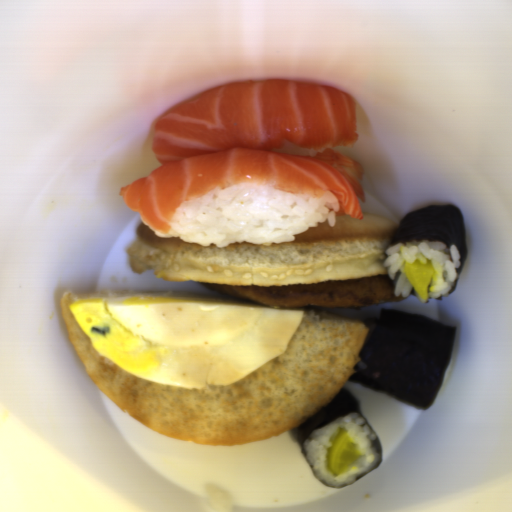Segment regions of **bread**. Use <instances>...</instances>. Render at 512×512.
<instances>
[{"label": "bread", "mask_w": 512, "mask_h": 512, "mask_svg": "<svg viewBox=\"0 0 512 512\" xmlns=\"http://www.w3.org/2000/svg\"><path fill=\"white\" fill-rule=\"evenodd\" d=\"M120 296L236 297L130 287L65 292L58 303L78 358L106 397L145 427L203 445L236 447L294 431L346 387L367 341L363 321L290 307L304 315L280 356L230 384L180 388L147 381L104 358L69 308L76 301Z\"/></svg>", "instance_id": "obj_1"}, {"label": "bread", "mask_w": 512, "mask_h": 512, "mask_svg": "<svg viewBox=\"0 0 512 512\" xmlns=\"http://www.w3.org/2000/svg\"><path fill=\"white\" fill-rule=\"evenodd\" d=\"M336 215L294 235L288 243L252 242L201 246L159 237L143 220L125 248L130 269L170 282L226 285H290L388 274L385 252L400 224L362 212Z\"/></svg>", "instance_id": "obj_2"}]
</instances>
